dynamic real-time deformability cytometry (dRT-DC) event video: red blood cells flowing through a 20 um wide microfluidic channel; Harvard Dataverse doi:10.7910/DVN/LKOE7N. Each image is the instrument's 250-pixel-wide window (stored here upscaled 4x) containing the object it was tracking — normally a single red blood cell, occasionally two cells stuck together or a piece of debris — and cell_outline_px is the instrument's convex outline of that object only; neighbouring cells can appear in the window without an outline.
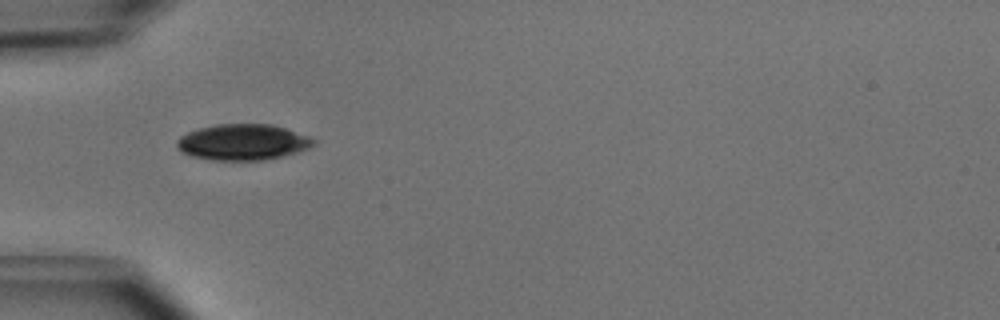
{"species": "common noctule bat (a hibernating species)", "species_latin": "Nyctalus noctula", "temperature_condition": "cold", "stored_images_in_passage": 16, "camera_frame_rate_fps": 3000, "um_per_image_px": 0.085, "animal": {"sex": "male", "body_mass_g": 15.6}, "frame": {"image": 1, "passage_image": 1, "time_ms": 0.0, "image_size_px": [1000, 320], "cell_outline_px": [[316, 144], [308, 148], [284, 156], [264, 160], [212, 160], [192, 156], [184, 152], [176, 144], [176, 140], [180, 136], [188, 132], [200, 128], [216, 124], [272, 124], [284, 128], [316, 140]], "centroid_in_image_um": [20.63, 12.08], "position_along_channel_um": 64.4, "area_um2": 28.38}}